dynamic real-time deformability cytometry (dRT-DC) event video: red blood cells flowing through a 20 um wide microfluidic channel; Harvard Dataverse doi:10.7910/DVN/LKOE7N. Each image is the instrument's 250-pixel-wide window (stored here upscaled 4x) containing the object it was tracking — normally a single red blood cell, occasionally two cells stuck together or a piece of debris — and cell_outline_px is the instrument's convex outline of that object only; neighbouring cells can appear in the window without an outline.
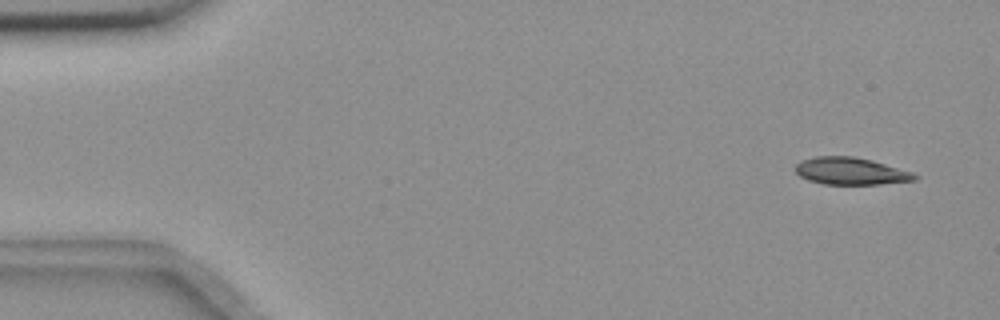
{"species": "common noctule bat (a hibernating species)", "species_latin": "Nyctalus noctula", "temperature_condition": "room temperature", "stored_images_in_passage": 55, "camera_frame_rate_fps": 3000, "um_per_image_px": 0.085, "animal": {"sex": "female", "body_mass_g": 18.4}, "frame": {"image": 1, "passage_image": 3, "time_ms": 0.667, "image_size_px": [1000, 320], "cell_outline_px": [[920, 176], [916, 180], [880, 184], [824, 184], [808, 180], [800, 176], [796, 172], [796, 164], [804, 160], [816, 156], [856, 156], [872, 160], [912, 172]], "centroid_in_image_um": [72.34, 14.54], "position_along_channel_um": 12.7, "area_um2": 18.84}}
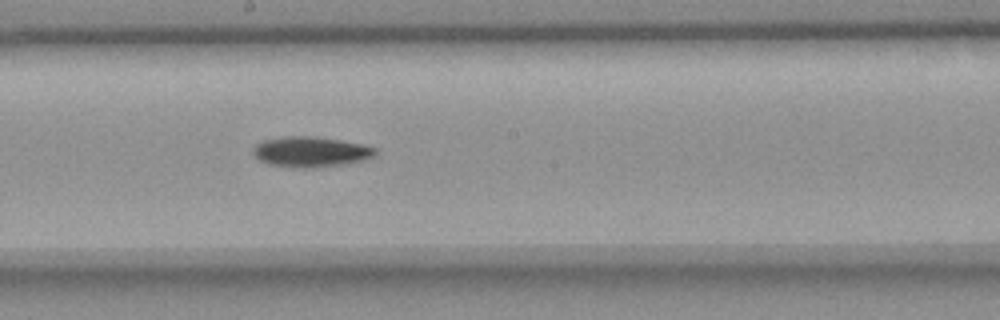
{"frame": {"image": 2, "passage_image": 30, "time_ms": 9.667, "image_size_px": [1000, 320], "cell_outline_px": [[376, 156], [364, 160], [344, 164], [312, 168], [296, 168], [268, 164], [260, 160], [252, 152], [252, 148], [256, 144], [264, 140], [284, 136], [308, 136], [340, 140], [360, 144], [376, 148]], "centroid_in_image_um": [26.4, 12.91], "position_along_channel_um": 221.8, "area_um2": 21.62}}
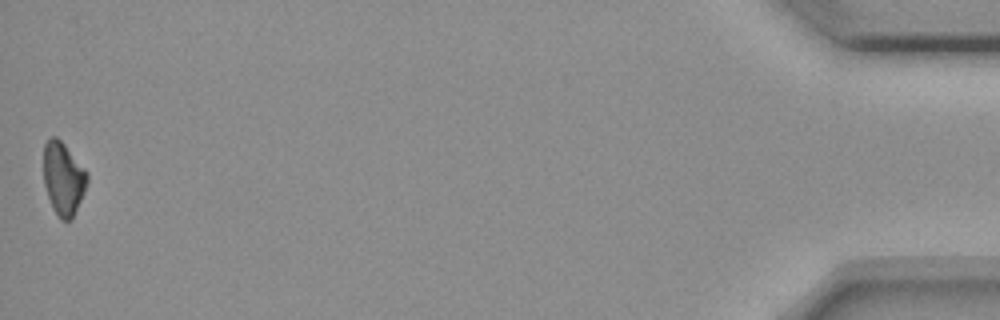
{"frame": {"image": 3, "passage_image": 55, "time_ms": 18.0, "image_size_px": [1000, 320], "cell_outline_px": [[88, 180], [84, 192], [72, 220], [60, 220], [52, 208], [44, 184], [44, 144], [52, 136], [56, 136], [64, 144], [88, 172]], "centroid_in_image_um": [5.38, 15.19], "position_along_channel_um": 429.8, "area_um2": 18.5}, "authors_computed_cell_mechanics": {"area_um2": 19.9988, "velocity_mm_per_s": 3.645, "shape_relaxation_time_tau1_ms": 5.558, "shape_relaxation_time_tau2_ms": null, "deformation_change_tau1": 0.1327, "deformation_change_tau2": null}}